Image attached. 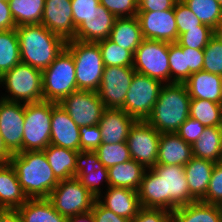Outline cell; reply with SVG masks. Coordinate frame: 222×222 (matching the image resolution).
I'll use <instances>...</instances> for the list:
<instances>
[{
  "label": "cell",
  "instance_id": "44dd1931",
  "mask_svg": "<svg viewBox=\"0 0 222 222\" xmlns=\"http://www.w3.org/2000/svg\"><path fill=\"white\" fill-rule=\"evenodd\" d=\"M137 120L122 109L106 108L98 123L102 143L126 142L130 129Z\"/></svg>",
  "mask_w": 222,
  "mask_h": 222
},
{
  "label": "cell",
  "instance_id": "74e56055",
  "mask_svg": "<svg viewBox=\"0 0 222 222\" xmlns=\"http://www.w3.org/2000/svg\"><path fill=\"white\" fill-rule=\"evenodd\" d=\"M100 162L107 169L131 159L127 142L116 144L102 143L96 150Z\"/></svg>",
  "mask_w": 222,
  "mask_h": 222
},
{
  "label": "cell",
  "instance_id": "11a10c76",
  "mask_svg": "<svg viewBox=\"0 0 222 222\" xmlns=\"http://www.w3.org/2000/svg\"><path fill=\"white\" fill-rule=\"evenodd\" d=\"M67 222H95L91 212L67 218Z\"/></svg>",
  "mask_w": 222,
  "mask_h": 222
},
{
  "label": "cell",
  "instance_id": "f5cc1de1",
  "mask_svg": "<svg viewBox=\"0 0 222 222\" xmlns=\"http://www.w3.org/2000/svg\"><path fill=\"white\" fill-rule=\"evenodd\" d=\"M16 28L8 2L0 0V31Z\"/></svg>",
  "mask_w": 222,
  "mask_h": 222
},
{
  "label": "cell",
  "instance_id": "8992f818",
  "mask_svg": "<svg viewBox=\"0 0 222 222\" xmlns=\"http://www.w3.org/2000/svg\"><path fill=\"white\" fill-rule=\"evenodd\" d=\"M43 100L59 103L78 90L76 69L71 52L65 47L42 71Z\"/></svg>",
  "mask_w": 222,
  "mask_h": 222
},
{
  "label": "cell",
  "instance_id": "bcb514c9",
  "mask_svg": "<svg viewBox=\"0 0 222 222\" xmlns=\"http://www.w3.org/2000/svg\"><path fill=\"white\" fill-rule=\"evenodd\" d=\"M99 4V0H71L74 27L86 20Z\"/></svg>",
  "mask_w": 222,
  "mask_h": 222
},
{
  "label": "cell",
  "instance_id": "c3c4849f",
  "mask_svg": "<svg viewBox=\"0 0 222 222\" xmlns=\"http://www.w3.org/2000/svg\"><path fill=\"white\" fill-rule=\"evenodd\" d=\"M130 222H171V212L161 208L141 207Z\"/></svg>",
  "mask_w": 222,
  "mask_h": 222
},
{
  "label": "cell",
  "instance_id": "83f0119b",
  "mask_svg": "<svg viewBox=\"0 0 222 222\" xmlns=\"http://www.w3.org/2000/svg\"><path fill=\"white\" fill-rule=\"evenodd\" d=\"M171 222H222V215L219 205L196 201L172 211Z\"/></svg>",
  "mask_w": 222,
  "mask_h": 222
},
{
  "label": "cell",
  "instance_id": "7a4b0ae2",
  "mask_svg": "<svg viewBox=\"0 0 222 222\" xmlns=\"http://www.w3.org/2000/svg\"><path fill=\"white\" fill-rule=\"evenodd\" d=\"M9 162L28 199L48 198L59 183L43 151L15 153Z\"/></svg>",
  "mask_w": 222,
  "mask_h": 222
},
{
  "label": "cell",
  "instance_id": "ee69618b",
  "mask_svg": "<svg viewBox=\"0 0 222 222\" xmlns=\"http://www.w3.org/2000/svg\"><path fill=\"white\" fill-rule=\"evenodd\" d=\"M115 17H135L138 13V0H99Z\"/></svg>",
  "mask_w": 222,
  "mask_h": 222
},
{
  "label": "cell",
  "instance_id": "f546056e",
  "mask_svg": "<svg viewBox=\"0 0 222 222\" xmlns=\"http://www.w3.org/2000/svg\"><path fill=\"white\" fill-rule=\"evenodd\" d=\"M43 152L59 181L76 176V156L78 151L49 144Z\"/></svg>",
  "mask_w": 222,
  "mask_h": 222
},
{
  "label": "cell",
  "instance_id": "836d02e7",
  "mask_svg": "<svg viewBox=\"0 0 222 222\" xmlns=\"http://www.w3.org/2000/svg\"><path fill=\"white\" fill-rule=\"evenodd\" d=\"M20 62L16 28L0 31V77Z\"/></svg>",
  "mask_w": 222,
  "mask_h": 222
},
{
  "label": "cell",
  "instance_id": "db71d44e",
  "mask_svg": "<svg viewBox=\"0 0 222 222\" xmlns=\"http://www.w3.org/2000/svg\"><path fill=\"white\" fill-rule=\"evenodd\" d=\"M0 222H22L17 209H0Z\"/></svg>",
  "mask_w": 222,
  "mask_h": 222
},
{
  "label": "cell",
  "instance_id": "ffe728a7",
  "mask_svg": "<svg viewBox=\"0 0 222 222\" xmlns=\"http://www.w3.org/2000/svg\"><path fill=\"white\" fill-rule=\"evenodd\" d=\"M115 17L99 4L77 28L74 40L97 43L110 37Z\"/></svg>",
  "mask_w": 222,
  "mask_h": 222
},
{
  "label": "cell",
  "instance_id": "9f6ffc18",
  "mask_svg": "<svg viewBox=\"0 0 222 222\" xmlns=\"http://www.w3.org/2000/svg\"><path fill=\"white\" fill-rule=\"evenodd\" d=\"M10 157H11V154L4 147L2 138L0 135V164L9 162Z\"/></svg>",
  "mask_w": 222,
  "mask_h": 222
},
{
  "label": "cell",
  "instance_id": "816d5d0a",
  "mask_svg": "<svg viewBox=\"0 0 222 222\" xmlns=\"http://www.w3.org/2000/svg\"><path fill=\"white\" fill-rule=\"evenodd\" d=\"M177 0H138V11H164L173 9Z\"/></svg>",
  "mask_w": 222,
  "mask_h": 222
},
{
  "label": "cell",
  "instance_id": "5b68a950",
  "mask_svg": "<svg viewBox=\"0 0 222 222\" xmlns=\"http://www.w3.org/2000/svg\"><path fill=\"white\" fill-rule=\"evenodd\" d=\"M65 47L74 59L78 90L98 91L104 70L98 43L72 39Z\"/></svg>",
  "mask_w": 222,
  "mask_h": 222
},
{
  "label": "cell",
  "instance_id": "d590c367",
  "mask_svg": "<svg viewBox=\"0 0 222 222\" xmlns=\"http://www.w3.org/2000/svg\"><path fill=\"white\" fill-rule=\"evenodd\" d=\"M202 24L216 29L222 22V6L217 0H182Z\"/></svg>",
  "mask_w": 222,
  "mask_h": 222
},
{
  "label": "cell",
  "instance_id": "680465c9",
  "mask_svg": "<svg viewBox=\"0 0 222 222\" xmlns=\"http://www.w3.org/2000/svg\"><path fill=\"white\" fill-rule=\"evenodd\" d=\"M219 128H220V131H221V136H222V116H221V121H220Z\"/></svg>",
  "mask_w": 222,
  "mask_h": 222
},
{
  "label": "cell",
  "instance_id": "8fae6325",
  "mask_svg": "<svg viewBox=\"0 0 222 222\" xmlns=\"http://www.w3.org/2000/svg\"><path fill=\"white\" fill-rule=\"evenodd\" d=\"M162 86L161 81L135 72L124 105L120 109L137 121L146 120L158 100Z\"/></svg>",
  "mask_w": 222,
  "mask_h": 222
},
{
  "label": "cell",
  "instance_id": "6f0895ef",
  "mask_svg": "<svg viewBox=\"0 0 222 222\" xmlns=\"http://www.w3.org/2000/svg\"><path fill=\"white\" fill-rule=\"evenodd\" d=\"M215 35H217L222 40V22L215 29Z\"/></svg>",
  "mask_w": 222,
  "mask_h": 222
},
{
  "label": "cell",
  "instance_id": "94428289",
  "mask_svg": "<svg viewBox=\"0 0 222 222\" xmlns=\"http://www.w3.org/2000/svg\"><path fill=\"white\" fill-rule=\"evenodd\" d=\"M221 105H222V86H221Z\"/></svg>",
  "mask_w": 222,
  "mask_h": 222
},
{
  "label": "cell",
  "instance_id": "30bf717a",
  "mask_svg": "<svg viewBox=\"0 0 222 222\" xmlns=\"http://www.w3.org/2000/svg\"><path fill=\"white\" fill-rule=\"evenodd\" d=\"M47 199L67 218L90 212L96 201L76 177L60 180Z\"/></svg>",
  "mask_w": 222,
  "mask_h": 222
},
{
  "label": "cell",
  "instance_id": "277c9868",
  "mask_svg": "<svg viewBox=\"0 0 222 222\" xmlns=\"http://www.w3.org/2000/svg\"><path fill=\"white\" fill-rule=\"evenodd\" d=\"M190 100L185 83H166L146 121L159 133H176L189 117Z\"/></svg>",
  "mask_w": 222,
  "mask_h": 222
},
{
  "label": "cell",
  "instance_id": "ab89813d",
  "mask_svg": "<svg viewBox=\"0 0 222 222\" xmlns=\"http://www.w3.org/2000/svg\"><path fill=\"white\" fill-rule=\"evenodd\" d=\"M203 52L204 63L202 70L222 76V40L214 34Z\"/></svg>",
  "mask_w": 222,
  "mask_h": 222
},
{
  "label": "cell",
  "instance_id": "d6a6232c",
  "mask_svg": "<svg viewBox=\"0 0 222 222\" xmlns=\"http://www.w3.org/2000/svg\"><path fill=\"white\" fill-rule=\"evenodd\" d=\"M8 4L16 27L41 24L45 0H9Z\"/></svg>",
  "mask_w": 222,
  "mask_h": 222
},
{
  "label": "cell",
  "instance_id": "ac0fdd59",
  "mask_svg": "<svg viewBox=\"0 0 222 222\" xmlns=\"http://www.w3.org/2000/svg\"><path fill=\"white\" fill-rule=\"evenodd\" d=\"M71 0H45L41 24L65 41L75 38Z\"/></svg>",
  "mask_w": 222,
  "mask_h": 222
},
{
  "label": "cell",
  "instance_id": "d6986e66",
  "mask_svg": "<svg viewBox=\"0 0 222 222\" xmlns=\"http://www.w3.org/2000/svg\"><path fill=\"white\" fill-rule=\"evenodd\" d=\"M79 128L59 103L52 102L50 144L80 151Z\"/></svg>",
  "mask_w": 222,
  "mask_h": 222
},
{
  "label": "cell",
  "instance_id": "9a60e30c",
  "mask_svg": "<svg viewBox=\"0 0 222 222\" xmlns=\"http://www.w3.org/2000/svg\"><path fill=\"white\" fill-rule=\"evenodd\" d=\"M25 104L0 99V135L12 155L22 152Z\"/></svg>",
  "mask_w": 222,
  "mask_h": 222
},
{
  "label": "cell",
  "instance_id": "7c38bea8",
  "mask_svg": "<svg viewBox=\"0 0 222 222\" xmlns=\"http://www.w3.org/2000/svg\"><path fill=\"white\" fill-rule=\"evenodd\" d=\"M59 104L78 127L98 125L106 109L97 91L77 90Z\"/></svg>",
  "mask_w": 222,
  "mask_h": 222
},
{
  "label": "cell",
  "instance_id": "2e32d148",
  "mask_svg": "<svg viewBox=\"0 0 222 222\" xmlns=\"http://www.w3.org/2000/svg\"><path fill=\"white\" fill-rule=\"evenodd\" d=\"M143 39L176 43L179 35L174 8L164 11H138Z\"/></svg>",
  "mask_w": 222,
  "mask_h": 222
},
{
  "label": "cell",
  "instance_id": "7bdbcfd3",
  "mask_svg": "<svg viewBox=\"0 0 222 222\" xmlns=\"http://www.w3.org/2000/svg\"><path fill=\"white\" fill-rule=\"evenodd\" d=\"M201 202L213 205L222 203V161L215 163L208 189Z\"/></svg>",
  "mask_w": 222,
  "mask_h": 222
},
{
  "label": "cell",
  "instance_id": "4fadbf2b",
  "mask_svg": "<svg viewBox=\"0 0 222 222\" xmlns=\"http://www.w3.org/2000/svg\"><path fill=\"white\" fill-rule=\"evenodd\" d=\"M160 134L146 120L136 121L130 129L127 145L131 159L146 169L157 164Z\"/></svg>",
  "mask_w": 222,
  "mask_h": 222
},
{
  "label": "cell",
  "instance_id": "484cf974",
  "mask_svg": "<svg viewBox=\"0 0 222 222\" xmlns=\"http://www.w3.org/2000/svg\"><path fill=\"white\" fill-rule=\"evenodd\" d=\"M214 165L212 161L193 156L184 166L189 193L196 201L205 197Z\"/></svg>",
  "mask_w": 222,
  "mask_h": 222
},
{
  "label": "cell",
  "instance_id": "e575fe53",
  "mask_svg": "<svg viewBox=\"0 0 222 222\" xmlns=\"http://www.w3.org/2000/svg\"><path fill=\"white\" fill-rule=\"evenodd\" d=\"M189 116L198 120L205 127H219L222 116V105L210 100L191 99Z\"/></svg>",
  "mask_w": 222,
  "mask_h": 222
},
{
  "label": "cell",
  "instance_id": "4dcf8cb0",
  "mask_svg": "<svg viewBox=\"0 0 222 222\" xmlns=\"http://www.w3.org/2000/svg\"><path fill=\"white\" fill-rule=\"evenodd\" d=\"M17 210L22 222H67L47 198L28 199Z\"/></svg>",
  "mask_w": 222,
  "mask_h": 222
},
{
  "label": "cell",
  "instance_id": "5bb4252c",
  "mask_svg": "<svg viewBox=\"0 0 222 222\" xmlns=\"http://www.w3.org/2000/svg\"><path fill=\"white\" fill-rule=\"evenodd\" d=\"M136 71L133 67H104L98 95L105 108L120 109Z\"/></svg>",
  "mask_w": 222,
  "mask_h": 222
},
{
  "label": "cell",
  "instance_id": "f907efd6",
  "mask_svg": "<svg viewBox=\"0 0 222 222\" xmlns=\"http://www.w3.org/2000/svg\"><path fill=\"white\" fill-rule=\"evenodd\" d=\"M183 53H185L186 68H188L191 73L202 70L204 63L203 50L183 47Z\"/></svg>",
  "mask_w": 222,
  "mask_h": 222
},
{
  "label": "cell",
  "instance_id": "ba28073f",
  "mask_svg": "<svg viewBox=\"0 0 222 222\" xmlns=\"http://www.w3.org/2000/svg\"><path fill=\"white\" fill-rule=\"evenodd\" d=\"M52 102L25 104L22 152L43 151L50 144Z\"/></svg>",
  "mask_w": 222,
  "mask_h": 222
},
{
  "label": "cell",
  "instance_id": "e0dca14e",
  "mask_svg": "<svg viewBox=\"0 0 222 222\" xmlns=\"http://www.w3.org/2000/svg\"><path fill=\"white\" fill-rule=\"evenodd\" d=\"M75 177L96 199L102 196L98 184L105 180L109 186L108 169L100 162L95 151L77 152Z\"/></svg>",
  "mask_w": 222,
  "mask_h": 222
},
{
  "label": "cell",
  "instance_id": "6125c7cd",
  "mask_svg": "<svg viewBox=\"0 0 222 222\" xmlns=\"http://www.w3.org/2000/svg\"><path fill=\"white\" fill-rule=\"evenodd\" d=\"M217 2H219L221 4V6H222V0H217Z\"/></svg>",
  "mask_w": 222,
  "mask_h": 222
},
{
  "label": "cell",
  "instance_id": "1f68e13d",
  "mask_svg": "<svg viewBox=\"0 0 222 222\" xmlns=\"http://www.w3.org/2000/svg\"><path fill=\"white\" fill-rule=\"evenodd\" d=\"M194 157L214 163L222 161V136L219 127H206L199 139L192 144Z\"/></svg>",
  "mask_w": 222,
  "mask_h": 222
},
{
  "label": "cell",
  "instance_id": "3957f363",
  "mask_svg": "<svg viewBox=\"0 0 222 222\" xmlns=\"http://www.w3.org/2000/svg\"><path fill=\"white\" fill-rule=\"evenodd\" d=\"M21 62L43 71L65 48L66 41L42 24L16 27Z\"/></svg>",
  "mask_w": 222,
  "mask_h": 222
},
{
  "label": "cell",
  "instance_id": "52a82bcc",
  "mask_svg": "<svg viewBox=\"0 0 222 222\" xmlns=\"http://www.w3.org/2000/svg\"><path fill=\"white\" fill-rule=\"evenodd\" d=\"M42 82V71L20 62L0 77L10 93L1 99L23 104L43 101Z\"/></svg>",
  "mask_w": 222,
  "mask_h": 222
},
{
  "label": "cell",
  "instance_id": "60d3db41",
  "mask_svg": "<svg viewBox=\"0 0 222 222\" xmlns=\"http://www.w3.org/2000/svg\"><path fill=\"white\" fill-rule=\"evenodd\" d=\"M214 34V29L206 24H202L199 26V29H188L187 32L182 33L176 43L182 47L203 50Z\"/></svg>",
  "mask_w": 222,
  "mask_h": 222
},
{
  "label": "cell",
  "instance_id": "8d00e7d4",
  "mask_svg": "<svg viewBox=\"0 0 222 222\" xmlns=\"http://www.w3.org/2000/svg\"><path fill=\"white\" fill-rule=\"evenodd\" d=\"M97 43L99 45L104 67H133L134 55L129 50L121 48L109 38L101 40Z\"/></svg>",
  "mask_w": 222,
  "mask_h": 222
},
{
  "label": "cell",
  "instance_id": "681fc988",
  "mask_svg": "<svg viewBox=\"0 0 222 222\" xmlns=\"http://www.w3.org/2000/svg\"><path fill=\"white\" fill-rule=\"evenodd\" d=\"M93 215L95 222H130L131 220L115 214L113 211L104 207L98 199L90 211Z\"/></svg>",
  "mask_w": 222,
  "mask_h": 222
},
{
  "label": "cell",
  "instance_id": "f35d334b",
  "mask_svg": "<svg viewBox=\"0 0 222 222\" xmlns=\"http://www.w3.org/2000/svg\"><path fill=\"white\" fill-rule=\"evenodd\" d=\"M169 66L170 83H185L192 74L186 68L185 53L178 43H169Z\"/></svg>",
  "mask_w": 222,
  "mask_h": 222
},
{
  "label": "cell",
  "instance_id": "91938a15",
  "mask_svg": "<svg viewBox=\"0 0 222 222\" xmlns=\"http://www.w3.org/2000/svg\"><path fill=\"white\" fill-rule=\"evenodd\" d=\"M220 210H221V215H222V203L219 205Z\"/></svg>",
  "mask_w": 222,
  "mask_h": 222
},
{
  "label": "cell",
  "instance_id": "cb8c5ba5",
  "mask_svg": "<svg viewBox=\"0 0 222 222\" xmlns=\"http://www.w3.org/2000/svg\"><path fill=\"white\" fill-rule=\"evenodd\" d=\"M27 200L13 166L0 164V209H18Z\"/></svg>",
  "mask_w": 222,
  "mask_h": 222
},
{
  "label": "cell",
  "instance_id": "7402d4cb",
  "mask_svg": "<svg viewBox=\"0 0 222 222\" xmlns=\"http://www.w3.org/2000/svg\"><path fill=\"white\" fill-rule=\"evenodd\" d=\"M193 157L192 144L176 133H161L157 164L185 166Z\"/></svg>",
  "mask_w": 222,
  "mask_h": 222
},
{
  "label": "cell",
  "instance_id": "f1b7e54d",
  "mask_svg": "<svg viewBox=\"0 0 222 222\" xmlns=\"http://www.w3.org/2000/svg\"><path fill=\"white\" fill-rule=\"evenodd\" d=\"M145 171L147 169L133 159L114 165L108 168L109 186L137 191Z\"/></svg>",
  "mask_w": 222,
  "mask_h": 222
},
{
  "label": "cell",
  "instance_id": "7dc6e473",
  "mask_svg": "<svg viewBox=\"0 0 222 222\" xmlns=\"http://www.w3.org/2000/svg\"><path fill=\"white\" fill-rule=\"evenodd\" d=\"M206 127L203 126L198 120L191 118L179 127L176 134H178L185 142L193 144L197 141Z\"/></svg>",
  "mask_w": 222,
  "mask_h": 222
},
{
  "label": "cell",
  "instance_id": "4316f807",
  "mask_svg": "<svg viewBox=\"0 0 222 222\" xmlns=\"http://www.w3.org/2000/svg\"><path fill=\"white\" fill-rule=\"evenodd\" d=\"M109 39L134 55L143 40L137 16L116 18Z\"/></svg>",
  "mask_w": 222,
  "mask_h": 222
},
{
  "label": "cell",
  "instance_id": "f6af8a7d",
  "mask_svg": "<svg viewBox=\"0 0 222 222\" xmlns=\"http://www.w3.org/2000/svg\"><path fill=\"white\" fill-rule=\"evenodd\" d=\"M80 151H95L102 144V136L99 125L81 126Z\"/></svg>",
  "mask_w": 222,
  "mask_h": 222
},
{
  "label": "cell",
  "instance_id": "603a6c76",
  "mask_svg": "<svg viewBox=\"0 0 222 222\" xmlns=\"http://www.w3.org/2000/svg\"><path fill=\"white\" fill-rule=\"evenodd\" d=\"M107 188L104 201L97 198L98 201L115 214L132 220L141 208L137 191L111 186Z\"/></svg>",
  "mask_w": 222,
  "mask_h": 222
},
{
  "label": "cell",
  "instance_id": "b9f144b4",
  "mask_svg": "<svg viewBox=\"0 0 222 222\" xmlns=\"http://www.w3.org/2000/svg\"><path fill=\"white\" fill-rule=\"evenodd\" d=\"M174 14L179 36L187 32L188 29H199V26L202 25L198 17L182 0L176 1L174 5Z\"/></svg>",
  "mask_w": 222,
  "mask_h": 222
},
{
  "label": "cell",
  "instance_id": "6da1fadb",
  "mask_svg": "<svg viewBox=\"0 0 222 222\" xmlns=\"http://www.w3.org/2000/svg\"><path fill=\"white\" fill-rule=\"evenodd\" d=\"M147 170L137 190L141 207L172 212L196 202L189 193L184 166L156 164Z\"/></svg>",
  "mask_w": 222,
  "mask_h": 222
},
{
  "label": "cell",
  "instance_id": "d4e9b609",
  "mask_svg": "<svg viewBox=\"0 0 222 222\" xmlns=\"http://www.w3.org/2000/svg\"><path fill=\"white\" fill-rule=\"evenodd\" d=\"M191 99L210 100L221 104L222 76L201 70L185 82Z\"/></svg>",
  "mask_w": 222,
  "mask_h": 222
},
{
  "label": "cell",
  "instance_id": "9c48e42d",
  "mask_svg": "<svg viewBox=\"0 0 222 222\" xmlns=\"http://www.w3.org/2000/svg\"><path fill=\"white\" fill-rule=\"evenodd\" d=\"M133 68L136 72L170 83L169 43L143 39L135 50Z\"/></svg>",
  "mask_w": 222,
  "mask_h": 222
}]
</instances>
